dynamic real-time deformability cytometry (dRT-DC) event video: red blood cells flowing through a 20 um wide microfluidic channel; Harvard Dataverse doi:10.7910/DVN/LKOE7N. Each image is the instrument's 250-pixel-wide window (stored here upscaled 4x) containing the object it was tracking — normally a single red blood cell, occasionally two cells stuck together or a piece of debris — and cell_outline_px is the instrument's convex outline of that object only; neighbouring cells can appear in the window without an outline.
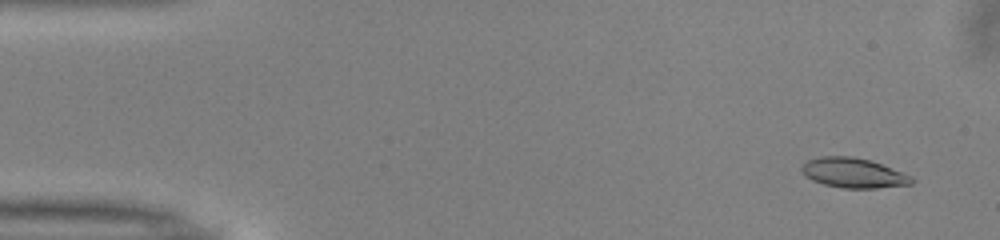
{"species": "common noctule bat (a hibernating species)", "species_latin": "Nyctalus noctula", "temperature_condition": "warm", "stored_images_in_passage": 17, "camera_frame_rate_fps": 3000, "um_per_image_px": 0.085, "animal": {"sex": "male", "body_mass_g": 13.0, "forearm_length_mm": 53.1}, "frame": {"image": 1, "passage_image": 3, "time_ms": 0.667, "image_size_px": [1000, 240], "cell_outline_px": [[912, 184], [876, 188], [844, 188], [824, 184], [812, 180], [800, 168], [808, 160], [820, 156], [852, 156], [868, 160], [880, 164], [912, 176]], "centroid_in_image_um": [72.53, 14.7], "position_along_channel_um": 12.5, "area_um2": 18.73}}
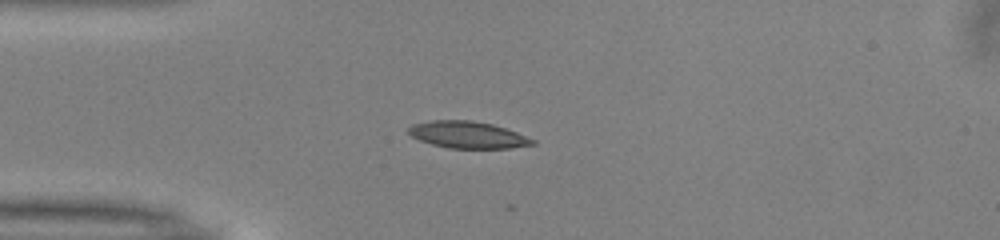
{"frame": {"image": 2, "passage_image": 13, "time_ms": 4.0, "image_size_px": [1000, 240], "cell_outline_px": [[536, 144], [512, 148], [448, 148], [432, 144], [420, 140], [412, 136], [408, 132], [408, 128], [412, 124], [432, 120], [472, 120], [492, 124], [516, 132], [536, 140]], "centroid_in_image_um": [39.76, 11.46], "position_along_channel_um": 45.2, "area_um2": 19.36}}